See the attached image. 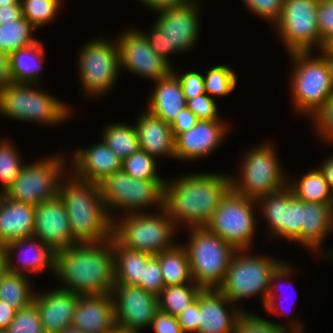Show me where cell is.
Masks as SVG:
<instances>
[{"instance_id": "1", "label": "cell", "mask_w": 333, "mask_h": 333, "mask_svg": "<svg viewBox=\"0 0 333 333\" xmlns=\"http://www.w3.org/2000/svg\"><path fill=\"white\" fill-rule=\"evenodd\" d=\"M231 188L230 173L218 171L166 178L163 209L180 230L205 227Z\"/></svg>"}, {"instance_id": "2", "label": "cell", "mask_w": 333, "mask_h": 333, "mask_svg": "<svg viewBox=\"0 0 333 333\" xmlns=\"http://www.w3.org/2000/svg\"><path fill=\"white\" fill-rule=\"evenodd\" d=\"M53 276L59 288L80 296L111 293L115 284L113 237L55 251Z\"/></svg>"}, {"instance_id": "3", "label": "cell", "mask_w": 333, "mask_h": 333, "mask_svg": "<svg viewBox=\"0 0 333 333\" xmlns=\"http://www.w3.org/2000/svg\"><path fill=\"white\" fill-rule=\"evenodd\" d=\"M58 195L65 204L77 244L102 243L112 238L113 220L103 204L98 183L77 179L68 172L60 182Z\"/></svg>"}, {"instance_id": "4", "label": "cell", "mask_w": 333, "mask_h": 333, "mask_svg": "<svg viewBox=\"0 0 333 333\" xmlns=\"http://www.w3.org/2000/svg\"><path fill=\"white\" fill-rule=\"evenodd\" d=\"M201 2L203 0L157 11L150 29L140 30L151 48L173 67L170 56L191 52L200 41Z\"/></svg>"}, {"instance_id": "5", "label": "cell", "mask_w": 333, "mask_h": 333, "mask_svg": "<svg viewBox=\"0 0 333 333\" xmlns=\"http://www.w3.org/2000/svg\"><path fill=\"white\" fill-rule=\"evenodd\" d=\"M41 87V84L11 82L0 91V115L42 127H59L71 119L75 109Z\"/></svg>"}, {"instance_id": "6", "label": "cell", "mask_w": 333, "mask_h": 333, "mask_svg": "<svg viewBox=\"0 0 333 333\" xmlns=\"http://www.w3.org/2000/svg\"><path fill=\"white\" fill-rule=\"evenodd\" d=\"M313 53H288L292 64L288 77L292 110L307 119L333 95L329 63L320 51L317 55Z\"/></svg>"}, {"instance_id": "7", "label": "cell", "mask_w": 333, "mask_h": 333, "mask_svg": "<svg viewBox=\"0 0 333 333\" xmlns=\"http://www.w3.org/2000/svg\"><path fill=\"white\" fill-rule=\"evenodd\" d=\"M251 251V249L237 250L223 283L217 288L242 311H251L243 306V300L254 297H259L264 308L267 304L271 276L286 260L275 258L274 255L270 257L265 254H254ZM242 302L243 304H240Z\"/></svg>"}, {"instance_id": "8", "label": "cell", "mask_w": 333, "mask_h": 333, "mask_svg": "<svg viewBox=\"0 0 333 333\" xmlns=\"http://www.w3.org/2000/svg\"><path fill=\"white\" fill-rule=\"evenodd\" d=\"M262 141L240 156L238 174H230L231 187L246 198L258 200L288 186L287 172L279 159L276 144Z\"/></svg>"}, {"instance_id": "9", "label": "cell", "mask_w": 333, "mask_h": 333, "mask_svg": "<svg viewBox=\"0 0 333 333\" xmlns=\"http://www.w3.org/2000/svg\"><path fill=\"white\" fill-rule=\"evenodd\" d=\"M112 36L89 38L79 48L76 60L79 90L86 100H101L119 82V52Z\"/></svg>"}, {"instance_id": "10", "label": "cell", "mask_w": 333, "mask_h": 333, "mask_svg": "<svg viewBox=\"0 0 333 333\" xmlns=\"http://www.w3.org/2000/svg\"><path fill=\"white\" fill-rule=\"evenodd\" d=\"M179 232L164 209L119 215L113 219L112 237L121 246L151 255L174 248L179 243L176 240Z\"/></svg>"}, {"instance_id": "11", "label": "cell", "mask_w": 333, "mask_h": 333, "mask_svg": "<svg viewBox=\"0 0 333 333\" xmlns=\"http://www.w3.org/2000/svg\"><path fill=\"white\" fill-rule=\"evenodd\" d=\"M165 183L166 179H135L120 170L105 176L98 185L103 204L113 220L119 215L163 209Z\"/></svg>"}, {"instance_id": "12", "label": "cell", "mask_w": 333, "mask_h": 333, "mask_svg": "<svg viewBox=\"0 0 333 333\" xmlns=\"http://www.w3.org/2000/svg\"><path fill=\"white\" fill-rule=\"evenodd\" d=\"M184 229L189 238L180 243L186 248L193 281L202 289H217L237 249L206 227Z\"/></svg>"}, {"instance_id": "13", "label": "cell", "mask_w": 333, "mask_h": 333, "mask_svg": "<svg viewBox=\"0 0 333 333\" xmlns=\"http://www.w3.org/2000/svg\"><path fill=\"white\" fill-rule=\"evenodd\" d=\"M64 153H50L29 163L26 161L3 194L10 200L35 206L56 197L61 180L69 172V158Z\"/></svg>"}, {"instance_id": "14", "label": "cell", "mask_w": 333, "mask_h": 333, "mask_svg": "<svg viewBox=\"0 0 333 333\" xmlns=\"http://www.w3.org/2000/svg\"><path fill=\"white\" fill-rule=\"evenodd\" d=\"M256 209V200L246 198L231 188L205 227L237 250H253L257 230H260L257 228L260 222Z\"/></svg>"}, {"instance_id": "15", "label": "cell", "mask_w": 333, "mask_h": 333, "mask_svg": "<svg viewBox=\"0 0 333 333\" xmlns=\"http://www.w3.org/2000/svg\"><path fill=\"white\" fill-rule=\"evenodd\" d=\"M318 4L319 0H284L280 18L272 29L287 54L321 50Z\"/></svg>"}, {"instance_id": "16", "label": "cell", "mask_w": 333, "mask_h": 333, "mask_svg": "<svg viewBox=\"0 0 333 333\" xmlns=\"http://www.w3.org/2000/svg\"><path fill=\"white\" fill-rule=\"evenodd\" d=\"M122 30L114 36L121 73L127 71L153 83L173 72V66L151 48L140 28L130 25Z\"/></svg>"}, {"instance_id": "17", "label": "cell", "mask_w": 333, "mask_h": 333, "mask_svg": "<svg viewBox=\"0 0 333 333\" xmlns=\"http://www.w3.org/2000/svg\"><path fill=\"white\" fill-rule=\"evenodd\" d=\"M111 295L116 325L140 333L150 328L159 311L157 296L128 284H114Z\"/></svg>"}, {"instance_id": "18", "label": "cell", "mask_w": 333, "mask_h": 333, "mask_svg": "<svg viewBox=\"0 0 333 333\" xmlns=\"http://www.w3.org/2000/svg\"><path fill=\"white\" fill-rule=\"evenodd\" d=\"M230 124L228 120H199L191 130L174 138L175 159L194 163L213 155L230 134Z\"/></svg>"}, {"instance_id": "19", "label": "cell", "mask_w": 333, "mask_h": 333, "mask_svg": "<svg viewBox=\"0 0 333 333\" xmlns=\"http://www.w3.org/2000/svg\"><path fill=\"white\" fill-rule=\"evenodd\" d=\"M7 271L32 277L55 272V251L36 237L13 240L2 247Z\"/></svg>"}, {"instance_id": "20", "label": "cell", "mask_w": 333, "mask_h": 333, "mask_svg": "<svg viewBox=\"0 0 333 333\" xmlns=\"http://www.w3.org/2000/svg\"><path fill=\"white\" fill-rule=\"evenodd\" d=\"M33 237L54 251L77 244L72 237L65 204L59 195L35 206Z\"/></svg>"}, {"instance_id": "21", "label": "cell", "mask_w": 333, "mask_h": 333, "mask_svg": "<svg viewBox=\"0 0 333 333\" xmlns=\"http://www.w3.org/2000/svg\"><path fill=\"white\" fill-rule=\"evenodd\" d=\"M89 147H77L69 157V172L77 179L100 182L105 176L122 170V159L100 139Z\"/></svg>"}, {"instance_id": "22", "label": "cell", "mask_w": 333, "mask_h": 333, "mask_svg": "<svg viewBox=\"0 0 333 333\" xmlns=\"http://www.w3.org/2000/svg\"><path fill=\"white\" fill-rule=\"evenodd\" d=\"M242 312L218 289H202L198 333H234Z\"/></svg>"}, {"instance_id": "23", "label": "cell", "mask_w": 333, "mask_h": 333, "mask_svg": "<svg viewBox=\"0 0 333 333\" xmlns=\"http://www.w3.org/2000/svg\"><path fill=\"white\" fill-rule=\"evenodd\" d=\"M43 291V292H42ZM36 290V305L45 333H59L70 327L80 295L59 288Z\"/></svg>"}, {"instance_id": "24", "label": "cell", "mask_w": 333, "mask_h": 333, "mask_svg": "<svg viewBox=\"0 0 333 333\" xmlns=\"http://www.w3.org/2000/svg\"><path fill=\"white\" fill-rule=\"evenodd\" d=\"M333 233V207L330 205L303 202L302 247L317 254V258L333 261V249L323 246ZM322 252V253H321ZM324 256V258H323Z\"/></svg>"}, {"instance_id": "25", "label": "cell", "mask_w": 333, "mask_h": 333, "mask_svg": "<svg viewBox=\"0 0 333 333\" xmlns=\"http://www.w3.org/2000/svg\"><path fill=\"white\" fill-rule=\"evenodd\" d=\"M115 325L111 293L78 297L71 326L82 333H108Z\"/></svg>"}, {"instance_id": "26", "label": "cell", "mask_w": 333, "mask_h": 333, "mask_svg": "<svg viewBox=\"0 0 333 333\" xmlns=\"http://www.w3.org/2000/svg\"><path fill=\"white\" fill-rule=\"evenodd\" d=\"M135 121L133 124L138 134L140 150L146 151L156 160L161 157L176 160L175 140L169 123L146 109L138 112Z\"/></svg>"}, {"instance_id": "27", "label": "cell", "mask_w": 333, "mask_h": 333, "mask_svg": "<svg viewBox=\"0 0 333 333\" xmlns=\"http://www.w3.org/2000/svg\"><path fill=\"white\" fill-rule=\"evenodd\" d=\"M296 271L298 272L295 265H292V263L288 262V260L286 259L277 268V270L272 274L271 279H270V287H269V292H268L267 304L264 306V310H265L264 312H266L267 314L269 313V315L270 314L274 315V317L278 316V318L280 316H282V317L285 316L286 317L285 318L286 321L284 320L285 323L280 321L279 323H276V324L279 327L288 331L289 333H305L306 332L305 328H304L305 326L303 325L302 320L300 319V317L299 318L294 317L292 315V313H293L291 311L292 309L290 310L288 307L289 298L287 299L288 304H286V302H284L285 300L282 299V298L286 297L284 295L285 294L287 295V292H286L287 290H284L286 293L283 292V289L281 290V287H282L281 285H283L282 284L283 282H286V283H288L287 286L289 285V287L291 286V288H292V286L294 284H293V282H290V281H293V279L291 280V278L292 277L294 278L296 276V274H295ZM293 274H294V276H293ZM286 283H284V284L286 285ZM287 286H284V287H287ZM289 287H287V288H289ZM280 290H281V292H280ZM293 293L298 294V292H294V291H293ZM288 294H289V292H288ZM281 299L283 300V302L285 304L282 302ZM294 301H295V299H294ZM291 303H290V305H291ZM291 306H294V305H291ZM286 307H288L287 308L288 310L286 309Z\"/></svg>"}, {"instance_id": "28", "label": "cell", "mask_w": 333, "mask_h": 333, "mask_svg": "<svg viewBox=\"0 0 333 333\" xmlns=\"http://www.w3.org/2000/svg\"><path fill=\"white\" fill-rule=\"evenodd\" d=\"M35 205L13 201L0 194V247L7 243L32 237Z\"/></svg>"}, {"instance_id": "29", "label": "cell", "mask_w": 333, "mask_h": 333, "mask_svg": "<svg viewBox=\"0 0 333 333\" xmlns=\"http://www.w3.org/2000/svg\"><path fill=\"white\" fill-rule=\"evenodd\" d=\"M153 85L145 109L170 124L180 111L187 107L181 82L172 72L170 75L153 82Z\"/></svg>"}, {"instance_id": "30", "label": "cell", "mask_w": 333, "mask_h": 333, "mask_svg": "<svg viewBox=\"0 0 333 333\" xmlns=\"http://www.w3.org/2000/svg\"><path fill=\"white\" fill-rule=\"evenodd\" d=\"M43 41L18 49L10 54L12 82L42 84L46 52Z\"/></svg>"}, {"instance_id": "31", "label": "cell", "mask_w": 333, "mask_h": 333, "mask_svg": "<svg viewBox=\"0 0 333 333\" xmlns=\"http://www.w3.org/2000/svg\"><path fill=\"white\" fill-rule=\"evenodd\" d=\"M293 197V191L287 186L256 201L259 219L264 220L265 228L269 233L267 239L284 240L285 205H290Z\"/></svg>"}, {"instance_id": "32", "label": "cell", "mask_w": 333, "mask_h": 333, "mask_svg": "<svg viewBox=\"0 0 333 333\" xmlns=\"http://www.w3.org/2000/svg\"><path fill=\"white\" fill-rule=\"evenodd\" d=\"M113 251L115 257V284L139 286L144 279L145 265L152 255L126 249L114 238Z\"/></svg>"}, {"instance_id": "33", "label": "cell", "mask_w": 333, "mask_h": 333, "mask_svg": "<svg viewBox=\"0 0 333 333\" xmlns=\"http://www.w3.org/2000/svg\"><path fill=\"white\" fill-rule=\"evenodd\" d=\"M315 168V169H314ZM297 178L288 177V187L294 196L303 202H316L333 207V195L321 171L315 166Z\"/></svg>"}, {"instance_id": "34", "label": "cell", "mask_w": 333, "mask_h": 333, "mask_svg": "<svg viewBox=\"0 0 333 333\" xmlns=\"http://www.w3.org/2000/svg\"><path fill=\"white\" fill-rule=\"evenodd\" d=\"M29 276L7 271L0 273V300L6 302L16 311L33 303L36 293L34 280Z\"/></svg>"}, {"instance_id": "35", "label": "cell", "mask_w": 333, "mask_h": 333, "mask_svg": "<svg viewBox=\"0 0 333 333\" xmlns=\"http://www.w3.org/2000/svg\"><path fill=\"white\" fill-rule=\"evenodd\" d=\"M159 262L165 286L193 282L186 248L179 242L174 248L155 255Z\"/></svg>"}, {"instance_id": "36", "label": "cell", "mask_w": 333, "mask_h": 333, "mask_svg": "<svg viewBox=\"0 0 333 333\" xmlns=\"http://www.w3.org/2000/svg\"><path fill=\"white\" fill-rule=\"evenodd\" d=\"M101 134L100 138L122 160L140 150L138 134L133 123H107Z\"/></svg>"}, {"instance_id": "37", "label": "cell", "mask_w": 333, "mask_h": 333, "mask_svg": "<svg viewBox=\"0 0 333 333\" xmlns=\"http://www.w3.org/2000/svg\"><path fill=\"white\" fill-rule=\"evenodd\" d=\"M36 29L24 17L14 22H1L0 51L12 52L33 45L38 39L34 36Z\"/></svg>"}, {"instance_id": "38", "label": "cell", "mask_w": 333, "mask_h": 333, "mask_svg": "<svg viewBox=\"0 0 333 333\" xmlns=\"http://www.w3.org/2000/svg\"><path fill=\"white\" fill-rule=\"evenodd\" d=\"M202 288L194 281L182 285L165 286L157 296L159 310L178 316L192 303Z\"/></svg>"}, {"instance_id": "39", "label": "cell", "mask_w": 333, "mask_h": 333, "mask_svg": "<svg viewBox=\"0 0 333 333\" xmlns=\"http://www.w3.org/2000/svg\"><path fill=\"white\" fill-rule=\"evenodd\" d=\"M203 76L205 92L214 99L227 96L238 87V75L227 64L219 63L211 66Z\"/></svg>"}, {"instance_id": "40", "label": "cell", "mask_w": 333, "mask_h": 333, "mask_svg": "<svg viewBox=\"0 0 333 333\" xmlns=\"http://www.w3.org/2000/svg\"><path fill=\"white\" fill-rule=\"evenodd\" d=\"M0 194L11 185L26 163L21 150L9 137H0Z\"/></svg>"}, {"instance_id": "41", "label": "cell", "mask_w": 333, "mask_h": 333, "mask_svg": "<svg viewBox=\"0 0 333 333\" xmlns=\"http://www.w3.org/2000/svg\"><path fill=\"white\" fill-rule=\"evenodd\" d=\"M68 0H20L23 17L37 30L55 21L61 15L62 5ZM65 2V3H64Z\"/></svg>"}, {"instance_id": "42", "label": "cell", "mask_w": 333, "mask_h": 333, "mask_svg": "<svg viewBox=\"0 0 333 333\" xmlns=\"http://www.w3.org/2000/svg\"><path fill=\"white\" fill-rule=\"evenodd\" d=\"M158 162L146 151L139 150L122 160V170L135 179H164L158 172Z\"/></svg>"}, {"instance_id": "43", "label": "cell", "mask_w": 333, "mask_h": 333, "mask_svg": "<svg viewBox=\"0 0 333 333\" xmlns=\"http://www.w3.org/2000/svg\"><path fill=\"white\" fill-rule=\"evenodd\" d=\"M315 139L333 148V95L322 104L308 119ZM312 125V126H311Z\"/></svg>"}, {"instance_id": "44", "label": "cell", "mask_w": 333, "mask_h": 333, "mask_svg": "<svg viewBox=\"0 0 333 333\" xmlns=\"http://www.w3.org/2000/svg\"><path fill=\"white\" fill-rule=\"evenodd\" d=\"M303 201L295 196L285 205L284 241L302 246Z\"/></svg>"}, {"instance_id": "45", "label": "cell", "mask_w": 333, "mask_h": 333, "mask_svg": "<svg viewBox=\"0 0 333 333\" xmlns=\"http://www.w3.org/2000/svg\"><path fill=\"white\" fill-rule=\"evenodd\" d=\"M267 319L254 311H243L237 320L234 333H289L279 327L277 321L269 320L268 317Z\"/></svg>"}, {"instance_id": "46", "label": "cell", "mask_w": 333, "mask_h": 333, "mask_svg": "<svg viewBox=\"0 0 333 333\" xmlns=\"http://www.w3.org/2000/svg\"><path fill=\"white\" fill-rule=\"evenodd\" d=\"M5 333H45L36 305L19 309Z\"/></svg>"}, {"instance_id": "47", "label": "cell", "mask_w": 333, "mask_h": 333, "mask_svg": "<svg viewBox=\"0 0 333 333\" xmlns=\"http://www.w3.org/2000/svg\"><path fill=\"white\" fill-rule=\"evenodd\" d=\"M248 12L273 28L278 22L284 0H241Z\"/></svg>"}, {"instance_id": "48", "label": "cell", "mask_w": 333, "mask_h": 333, "mask_svg": "<svg viewBox=\"0 0 333 333\" xmlns=\"http://www.w3.org/2000/svg\"><path fill=\"white\" fill-rule=\"evenodd\" d=\"M187 108L197 116L199 120H223L219 116V106L217 101L207 93L198 95L187 100Z\"/></svg>"}, {"instance_id": "49", "label": "cell", "mask_w": 333, "mask_h": 333, "mask_svg": "<svg viewBox=\"0 0 333 333\" xmlns=\"http://www.w3.org/2000/svg\"><path fill=\"white\" fill-rule=\"evenodd\" d=\"M139 287L155 296H158L164 289L165 283L160 262L155 255L148 259V263L145 265L144 279Z\"/></svg>"}, {"instance_id": "50", "label": "cell", "mask_w": 333, "mask_h": 333, "mask_svg": "<svg viewBox=\"0 0 333 333\" xmlns=\"http://www.w3.org/2000/svg\"><path fill=\"white\" fill-rule=\"evenodd\" d=\"M173 73L178 77L181 82L185 100L192 99L198 95L204 94V76L202 72L195 70H188L184 72L177 71L175 66L173 67Z\"/></svg>"}, {"instance_id": "51", "label": "cell", "mask_w": 333, "mask_h": 333, "mask_svg": "<svg viewBox=\"0 0 333 333\" xmlns=\"http://www.w3.org/2000/svg\"><path fill=\"white\" fill-rule=\"evenodd\" d=\"M317 19L322 48L324 40L333 34V0H319Z\"/></svg>"}, {"instance_id": "52", "label": "cell", "mask_w": 333, "mask_h": 333, "mask_svg": "<svg viewBox=\"0 0 333 333\" xmlns=\"http://www.w3.org/2000/svg\"><path fill=\"white\" fill-rule=\"evenodd\" d=\"M178 322L184 333H198L199 328V294L197 298L178 316Z\"/></svg>"}, {"instance_id": "53", "label": "cell", "mask_w": 333, "mask_h": 333, "mask_svg": "<svg viewBox=\"0 0 333 333\" xmlns=\"http://www.w3.org/2000/svg\"><path fill=\"white\" fill-rule=\"evenodd\" d=\"M151 327L154 333H184L176 316L160 310L152 320Z\"/></svg>"}, {"instance_id": "54", "label": "cell", "mask_w": 333, "mask_h": 333, "mask_svg": "<svg viewBox=\"0 0 333 333\" xmlns=\"http://www.w3.org/2000/svg\"><path fill=\"white\" fill-rule=\"evenodd\" d=\"M198 121L199 119L196 115H194L187 107L184 108L170 123L174 138L182 132L191 130Z\"/></svg>"}, {"instance_id": "55", "label": "cell", "mask_w": 333, "mask_h": 333, "mask_svg": "<svg viewBox=\"0 0 333 333\" xmlns=\"http://www.w3.org/2000/svg\"><path fill=\"white\" fill-rule=\"evenodd\" d=\"M142 7L151 10L153 13L160 11L162 9H168L170 7L182 6L190 4L197 0H135Z\"/></svg>"}, {"instance_id": "56", "label": "cell", "mask_w": 333, "mask_h": 333, "mask_svg": "<svg viewBox=\"0 0 333 333\" xmlns=\"http://www.w3.org/2000/svg\"><path fill=\"white\" fill-rule=\"evenodd\" d=\"M11 82L10 54L0 51V91Z\"/></svg>"}, {"instance_id": "57", "label": "cell", "mask_w": 333, "mask_h": 333, "mask_svg": "<svg viewBox=\"0 0 333 333\" xmlns=\"http://www.w3.org/2000/svg\"><path fill=\"white\" fill-rule=\"evenodd\" d=\"M23 17L21 5H5L0 7L1 22H14Z\"/></svg>"}, {"instance_id": "58", "label": "cell", "mask_w": 333, "mask_h": 333, "mask_svg": "<svg viewBox=\"0 0 333 333\" xmlns=\"http://www.w3.org/2000/svg\"><path fill=\"white\" fill-rule=\"evenodd\" d=\"M316 167L321 171L328 183L329 190L333 195V153L325 157Z\"/></svg>"}, {"instance_id": "59", "label": "cell", "mask_w": 333, "mask_h": 333, "mask_svg": "<svg viewBox=\"0 0 333 333\" xmlns=\"http://www.w3.org/2000/svg\"><path fill=\"white\" fill-rule=\"evenodd\" d=\"M16 310L0 300V331H5L15 318Z\"/></svg>"}, {"instance_id": "60", "label": "cell", "mask_w": 333, "mask_h": 333, "mask_svg": "<svg viewBox=\"0 0 333 333\" xmlns=\"http://www.w3.org/2000/svg\"><path fill=\"white\" fill-rule=\"evenodd\" d=\"M320 52L324 56H333V34L324 40Z\"/></svg>"}, {"instance_id": "61", "label": "cell", "mask_w": 333, "mask_h": 333, "mask_svg": "<svg viewBox=\"0 0 333 333\" xmlns=\"http://www.w3.org/2000/svg\"><path fill=\"white\" fill-rule=\"evenodd\" d=\"M108 333H140V332L115 325Z\"/></svg>"}, {"instance_id": "62", "label": "cell", "mask_w": 333, "mask_h": 333, "mask_svg": "<svg viewBox=\"0 0 333 333\" xmlns=\"http://www.w3.org/2000/svg\"><path fill=\"white\" fill-rule=\"evenodd\" d=\"M5 5H21L20 0H0V7Z\"/></svg>"}, {"instance_id": "63", "label": "cell", "mask_w": 333, "mask_h": 333, "mask_svg": "<svg viewBox=\"0 0 333 333\" xmlns=\"http://www.w3.org/2000/svg\"><path fill=\"white\" fill-rule=\"evenodd\" d=\"M59 333H82L79 329H76L73 326L67 327L60 331Z\"/></svg>"}, {"instance_id": "64", "label": "cell", "mask_w": 333, "mask_h": 333, "mask_svg": "<svg viewBox=\"0 0 333 333\" xmlns=\"http://www.w3.org/2000/svg\"><path fill=\"white\" fill-rule=\"evenodd\" d=\"M4 255H3V250L2 247H0V273L4 270Z\"/></svg>"}, {"instance_id": "65", "label": "cell", "mask_w": 333, "mask_h": 333, "mask_svg": "<svg viewBox=\"0 0 333 333\" xmlns=\"http://www.w3.org/2000/svg\"><path fill=\"white\" fill-rule=\"evenodd\" d=\"M325 57L329 63L331 73H332V78H333V56H325Z\"/></svg>"}]
</instances>
